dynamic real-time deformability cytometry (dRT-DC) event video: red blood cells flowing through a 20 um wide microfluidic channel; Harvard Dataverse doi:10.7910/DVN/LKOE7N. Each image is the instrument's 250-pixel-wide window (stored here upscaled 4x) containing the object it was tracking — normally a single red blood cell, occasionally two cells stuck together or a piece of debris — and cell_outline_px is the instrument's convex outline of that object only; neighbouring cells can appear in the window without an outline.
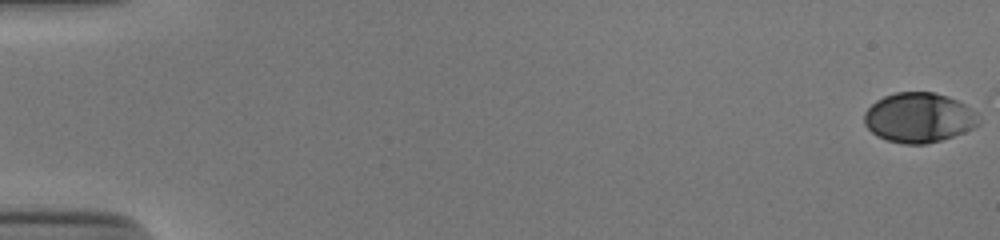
{"species": "human", "species_latin": "Homo sapiens", "temperature_condition": "cold", "stored_images_in_passage": 48, "camera_frame_rate_fps": 3000, "um_per_image_px": 0.085, "donor": {"sex": "male"}, "frame": {"image": 1, "passage_image": 1, "time_ms": 0.0, "image_size_px": [1000, 240], "cell_outline_px": [[980, 124], [964, 132], [940, 140], [924, 144], [904, 144], [888, 140], [876, 136], [864, 124], [864, 112], [876, 100], [884, 96], [896, 92], [932, 92], [948, 96], [972, 108], [976, 112], [980, 120]], "centroid_in_image_um": [78.1, 9.99], "position_along_channel_um": 6.9, "area_um2": 33.23}}
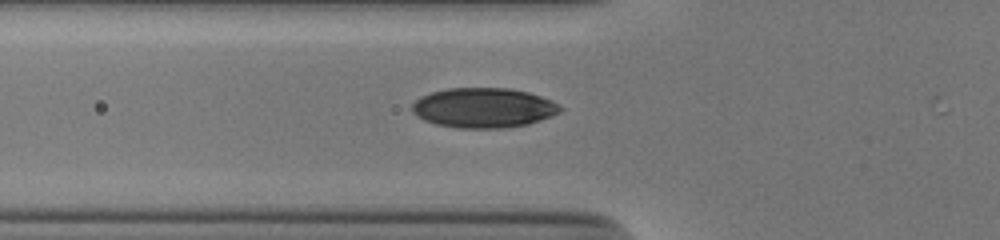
{"frame": {"image": 2, "passage_image": 21, "time_ms": 6.667, "image_size_px": [1000, 240], "cell_outline_px": [[564, 108], [560, 112], [540, 120], [528, 124], [504, 128], [456, 128], [436, 124], [424, 120], [416, 116], [412, 112], [412, 104], [416, 100], [432, 92], [448, 88], [508, 88], [528, 92], [552, 100]], "centroid_in_image_um": [41.11, 9.17], "position_along_channel_um": 84.7, "area_um2": 34.39}}
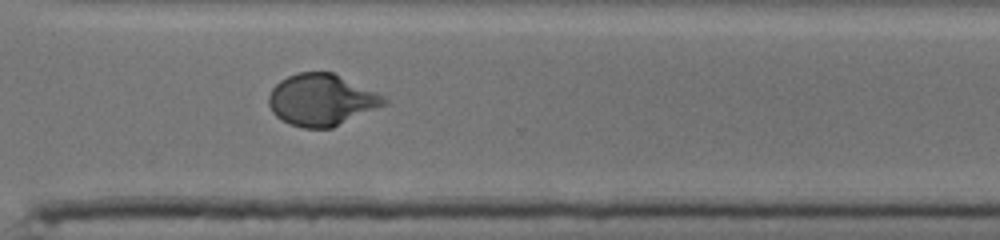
{"frame": {"image": 3, "passage_image": 41, "time_ms": 13.333, "image_size_px": [1000, 240], "cell_outline_px": [[388, 100], [384, 104], [332, 128], [304, 128], [288, 124], [276, 116], [272, 112], [268, 104], [268, 96], [272, 88], [280, 80], [288, 76], [300, 72], [332, 72], [376, 92], [384, 96]], "centroid_in_image_um": [27.27, 8.49], "position_along_channel_um": 343.3, "area_um2": 34.39}}